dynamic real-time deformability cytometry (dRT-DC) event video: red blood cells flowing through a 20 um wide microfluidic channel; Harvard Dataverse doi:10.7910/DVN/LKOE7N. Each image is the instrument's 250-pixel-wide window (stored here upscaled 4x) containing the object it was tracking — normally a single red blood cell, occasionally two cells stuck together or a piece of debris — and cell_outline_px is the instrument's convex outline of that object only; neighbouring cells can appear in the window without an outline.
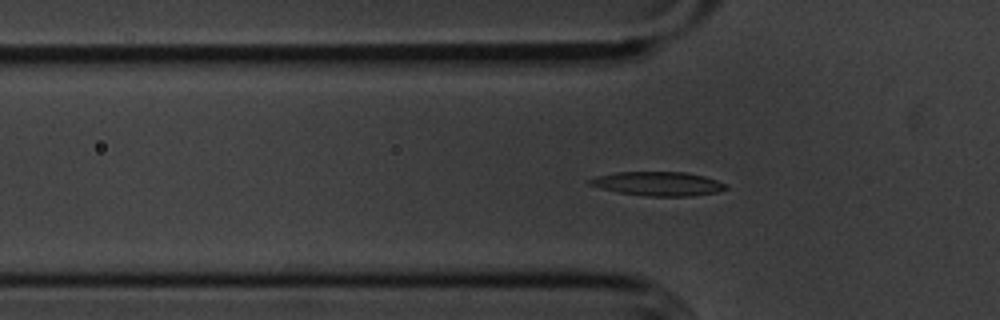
{"species": "common noctule bat (a hibernating species)", "species_latin": "Nyctalus noctula", "temperature_condition": "cold", "stored_images_in_passage": 42, "segment_of_instrument_passage": [1, 2], "camera_frame_rate_fps": 3000, "um_per_image_px": 0.085, "animal": {"sex": "male", "body_mass_g": 20.1, "forearm_length_mm": 53.5}, "frame": {"image": 1, "passage_image": 10, "time_ms": 3.0, "image_size_px": [1000, 320], "cell_outline_px": [[728, 188], [716, 192], [692, 196], [648, 196], [620, 192], [600, 188], [588, 184], [588, 180], [596, 176], [616, 172], [684, 172], [704, 176], [728, 184]], "centroid_in_image_um": [55.95, 15.61], "position_along_channel_um": 69.9, "area_um2": 18.96}}
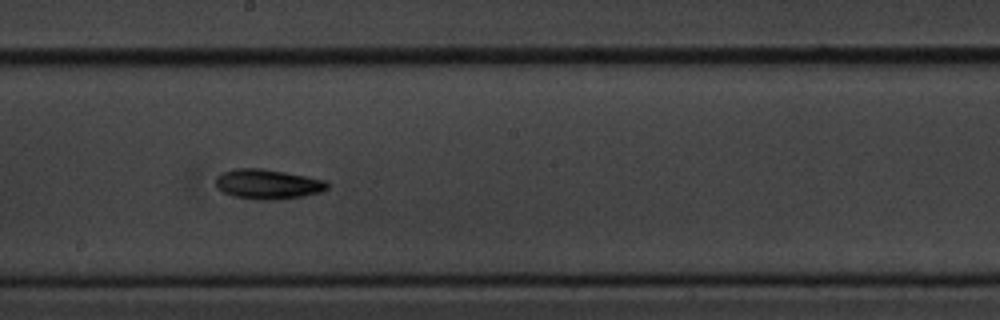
{"frame": {"image": 2, "passage_image": 23, "time_ms": 7.333, "image_size_px": [1000, 320], "cell_outline_px": [[328, 188], [320, 192], [304, 196], [276, 200], [256, 200], [232, 196], [220, 192], [216, 188], [216, 176], [220, 172], [232, 168], [260, 168], [284, 172], [328, 180]], "centroid_in_image_um": [22.71, 15.65], "position_along_channel_um": 225.5, "area_um2": 19.83}}
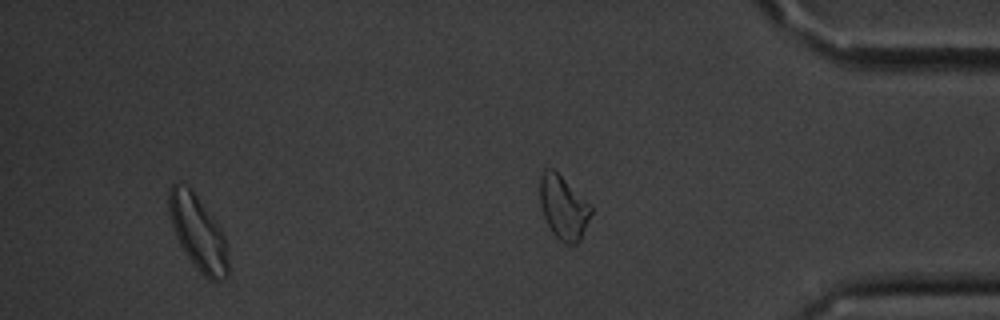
{"frame": {"image": 3, "passage_image": 38, "time_ms": 12.333, "image_size_px": [1000, 320], "cell_outline_px": [[228, 276], [224, 280], [208, 280], [196, 268], [184, 252], [176, 236], [168, 212], [168, 192], [172, 184], [176, 184], [192, 188], [220, 228], [228, 240]], "centroid_in_image_um": [16.86, 19.81], "position_along_channel_um": 418.3, "area_um2": 25.89}}